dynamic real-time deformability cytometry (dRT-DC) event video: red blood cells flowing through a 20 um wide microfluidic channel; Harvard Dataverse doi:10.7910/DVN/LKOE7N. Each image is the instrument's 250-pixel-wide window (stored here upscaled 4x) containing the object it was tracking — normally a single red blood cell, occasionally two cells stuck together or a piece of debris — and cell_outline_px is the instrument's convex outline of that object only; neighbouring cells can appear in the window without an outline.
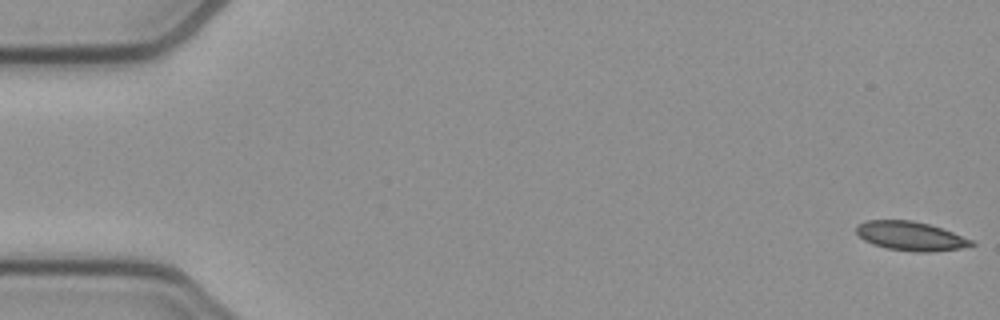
{"species": "common noctule bat (a hibernating species)", "species_latin": "Nyctalus noctula", "temperature_condition": "cold", "stored_images_in_passage": 53, "camera_frame_rate_fps": 3000, "um_per_image_px": 0.085, "animal": {"sex": "female", "body_mass_g": 21.9}, "frame": {"image": 1, "passage_image": 1, "time_ms": 0.0, "image_size_px": [1000, 320], "cell_outline_px": [[976, 244], [960, 248], [928, 252], [916, 252], [888, 248], [872, 244], [864, 240], [856, 232], [856, 224], [868, 220], [912, 220], [928, 224], [952, 232], [972, 240]], "centroid_in_image_um": [77.37, 20.06], "position_along_channel_um": 7.6, "area_um2": 19.25}}
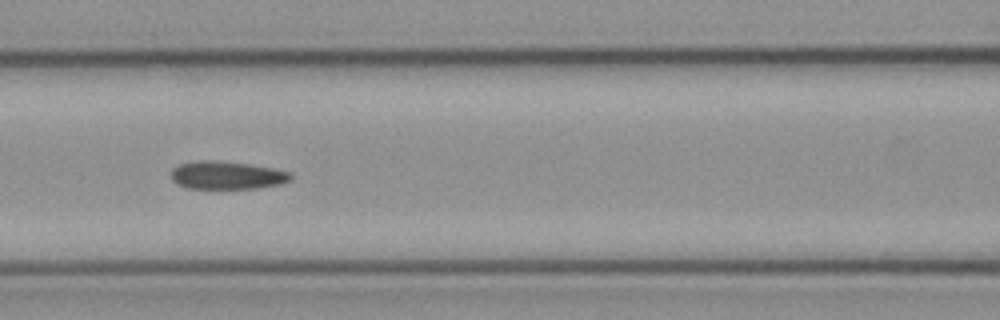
{"frame": {"image": 2, "passage_image": 23, "time_ms": 7.333, "image_size_px": [1000, 320], "cell_outline_px": [[292, 180], [280, 184], [256, 188], [188, 188], [176, 184], [172, 180], [172, 168], [180, 164], [196, 160], [216, 160], [248, 164], [272, 168], [292, 172]], "centroid_in_image_um": [19.29, 14.89], "position_along_channel_um": 147.3, "area_um2": 19.54}}
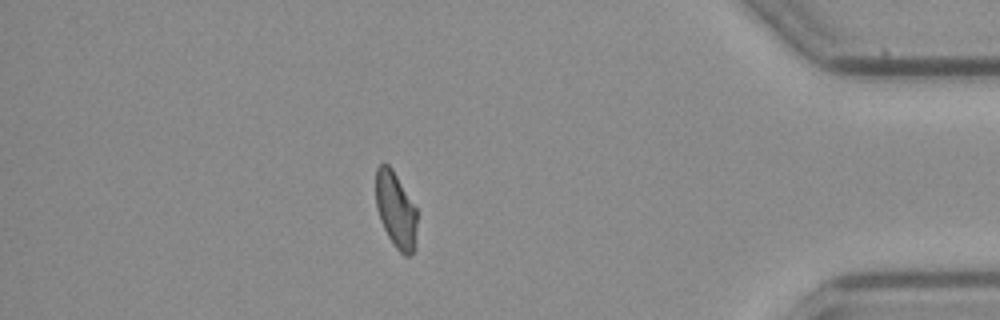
{"frame": {"image": 3, "passage_image": 46, "time_ms": 15.0, "image_size_px": [1000, 320], "cell_outline_px": [[416, 248], [408, 256], [404, 256], [392, 244], [380, 220], [376, 208], [376, 168], [380, 164], [388, 164], [392, 168], [416, 208]], "centroid_in_image_um": [33.64, 17.87], "position_along_channel_um": 401.6, "area_um2": 18.26}, "authors_computed_cell_mechanics": {"area_um2": 19.9988, "velocity_mm_per_s": 3.874, "shape_relaxation_time_tau1_ms": null, "shape_relaxation_time_tau2_ms": 4.1241, "deformation_change_tau1": null, "deformation_change_tau2": 0.0805}}